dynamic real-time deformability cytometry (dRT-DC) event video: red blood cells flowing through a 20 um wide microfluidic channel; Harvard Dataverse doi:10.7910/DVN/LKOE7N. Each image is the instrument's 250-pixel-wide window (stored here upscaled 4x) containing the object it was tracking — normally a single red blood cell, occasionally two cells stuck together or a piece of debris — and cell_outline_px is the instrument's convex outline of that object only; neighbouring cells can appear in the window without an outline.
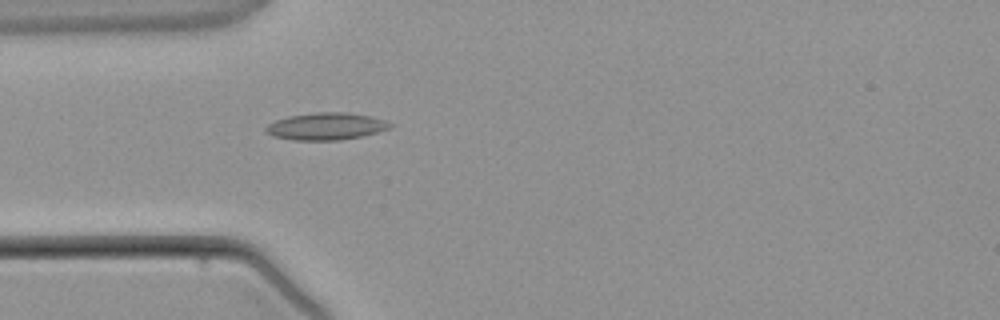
{"species": "common noctule bat (a hibernating species)", "species_latin": "Nyctalus noctula", "temperature_condition": "warm", "stored_images_in_passage": 3, "camera_frame_rate_fps": 3000, "um_per_image_px": 0.085, "animal": {"sex": "male", "body_mass_g": 21.5, "forearm_length_mm": 52.0}, "frame": {"image": 1, "passage_image": 3, "time_ms": 2.333, "image_size_px": [1000, 320], "cell_outline_px": [[392, 124], [388, 128], [376, 132], [360, 136], [340, 140], [296, 140], [272, 136], [264, 132], [264, 128], [268, 124], [276, 120], [288, 116], [316, 112], [348, 112], [388, 120]], "centroid_in_image_um": [27.67, 10.73], "position_along_channel_um": 57.3, "area_um2": 19.59}}